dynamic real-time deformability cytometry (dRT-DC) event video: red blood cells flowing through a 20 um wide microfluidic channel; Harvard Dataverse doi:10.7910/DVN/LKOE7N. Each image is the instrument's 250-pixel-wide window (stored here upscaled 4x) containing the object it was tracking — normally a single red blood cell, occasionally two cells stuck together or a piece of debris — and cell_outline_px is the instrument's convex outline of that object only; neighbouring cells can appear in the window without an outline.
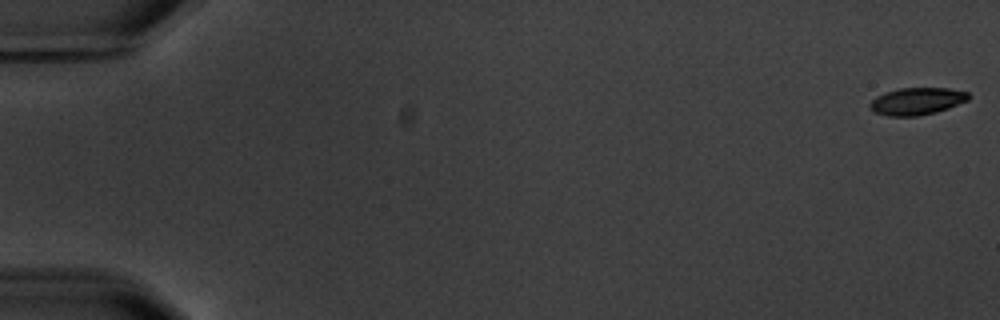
{"species": "common noctule bat (a hibernating species)", "species_latin": "Nyctalus noctula", "temperature_condition": "warm", "stored_images_in_passage": 2, "segment_of_instrument_passage": [2, 2], "camera_frame_rate_fps": 3000, "um_per_image_px": 0.085, "animal": {"sex": "male", "body_mass_g": 20.1, "forearm_length_mm": 53.5}, "frame": {"image": 1, "passage_image": 2, "time_ms": 2.0, "image_size_px": [1000, 320], "cell_outline_px": [[968, 100], [948, 108], [936, 112], [916, 116], [888, 116], [876, 112], [868, 108], [868, 104], [876, 96], [884, 92], [900, 88], [948, 88], [968, 92]], "centroid_in_image_um": [77.89, 8.6], "position_along_channel_um": 7.1, "area_um2": 15.61}}